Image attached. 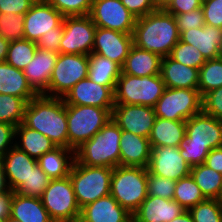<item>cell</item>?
I'll use <instances>...</instances> for the list:
<instances>
[{
	"label": "cell",
	"mask_w": 222,
	"mask_h": 222,
	"mask_svg": "<svg viewBox=\"0 0 222 222\" xmlns=\"http://www.w3.org/2000/svg\"><path fill=\"white\" fill-rule=\"evenodd\" d=\"M23 124L68 148L66 104L63 98L39 94L26 105Z\"/></svg>",
	"instance_id": "6da1fadb"
},
{
	"label": "cell",
	"mask_w": 222,
	"mask_h": 222,
	"mask_svg": "<svg viewBox=\"0 0 222 222\" xmlns=\"http://www.w3.org/2000/svg\"><path fill=\"white\" fill-rule=\"evenodd\" d=\"M179 35L174 15L158 9L137 18L132 34L133 45L163 58L170 56L179 42Z\"/></svg>",
	"instance_id": "7a4b0ae2"
},
{
	"label": "cell",
	"mask_w": 222,
	"mask_h": 222,
	"mask_svg": "<svg viewBox=\"0 0 222 222\" xmlns=\"http://www.w3.org/2000/svg\"><path fill=\"white\" fill-rule=\"evenodd\" d=\"M222 146V121L201 111L186 120L180 155L191 167L203 164L214 148Z\"/></svg>",
	"instance_id": "3957f363"
},
{
	"label": "cell",
	"mask_w": 222,
	"mask_h": 222,
	"mask_svg": "<svg viewBox=\"0 0 222 222\" xmlns=\"http://www.w3.org/2000/svg\"><path fill=\"white\" fill-rule=\"evenodd\" d=\"M121 129L111 118L90 140L75 150V160L86 166L120 165Z\"/></svg>",
	"instance_id": "277c9868"
},
{
	"label": "cell",
	"mask_w": 222,
	"mask_h": 222,
	"mask_svg": "<svg viewBox=\"0 0 222 222\" xmlns=\"http://www.w3.org/2000/svg\"><path fill=\"white\" fill-rule=\"evenodd\" d=\"M110 195L133 215L148 196L147 168L120 165L113 168Z\"/></svg>",
	"instance_id": "5b68a950"
},
{
	"label": "cell",
	"mask_w": 222,
	"mask_h": 222,
	"mask_svg": "<svg viewBox=\"0 0 222 222\" xmlns=\"http://www.w3.org/2000/svg\"><path fill=\"white\" fill-rule=\"evenodd\" d=\"M68 148L76 150L112 118L106 108L66 104Z\"/></svg>",
	"instance_id": "8992f818"
},
{
	"label": "cell",
	"mask_w": 222,
	"mask_h": 222,
	"mask_svg": "<svg viewBox=\"0 0 222 222\" xmlns=\"http://www.w3.org/2000/svg\"><path fill=\"white\" fill-rule=\"evenodd\" d=\"M113 168L86 166L74 161L69 177L80 207L110 195Z\"/></svg>",
	"instance_id": "52a82bcc"
},
{
	"label": "cell",
	"mask_w": 222,
	"mask_h": 222,
	"mask_svg": "<svg viewBox=\"0 0 222 222\" xmlns=\"http://www.w3.org/2000/svg\"><path fill=\"white\" fill-rule=\"evenodd\" d=\"M166 89L160 74L133 76L121 71L115 88V104L155 107Z\"/></svg>",
	"instance_id": "ba28073f"
},
{
	"label": "cell",
	"mask_w": 222,
	"mask_h": 222,
	"mask_svg": "<svg viewBox=\"0 0 222 222\" xmlns=\"http://www.w3.org/2000/svg\"><path fill=\"white\" fill-rule=\"evenodd\" d=\"M40 199L53 222H70L80 218L81 209L69 176L50 179Z\"/></svg>",
	"instance_id": "9c48e42d"
},
{
	"label": "cell",
	"mask_w": 222,
	"mask_h": 222,
	"mask_svg": "<svg viewBox=\"0 0 222 222\" xmlns=\"http://www.w3.org/2000/svg\"><path fill=\"white\" fill-rule=\"evenodd\" d=\"M154 109L156 117L186 121L202 111V96L198 89L166 87Z\"/></svg>",
	"instance_id": "30bf717a"
},
{
	"label": "cell",
	"mask_w": 222,
	"mask_h": 222,
	"mask_svg": "<svg viewBox=\"0 0 222 222\" xmlns=\"http://www.w3.org/2000/svg\"><path fill=\"white\" fill-rule=\"evenodd\" d=\"M88 68V55L58 54L46 96L63 98L75 84L88 77Z\"/></svg>",
	"instance_id": "8fae6325"
},
{
	"label": "cell",
	"mask_w": 222,
	"mask_h": 222,
	"mask_svg": "<svg viewBox=\"0 0 222 222\" xmlns=\"http://www.w3.org/2000/svg\"><path fill=\"white\" fill-rule=\"evenodd\" d=\"M96 25L89 15L65 16L64 31L60 41L59 54L92 53Z\"/></svg>",
	"instance_id": "7c38bea8"
},
{
	"label": "cell",
	"mask_w": 222,
	"mask_h": 222,
	"mask_svg": "<svg viewBox=\"0 0 222 222\" xmlns=\"http://www.w3.org/2000/svg\"><path fill=\"white\" fill-rule=\"evenodd\" d=\"M96 27L133 34L137 18L121 0H93L89 13Z\"/></svg>",
	"instance_id": "4fadbf2b"
},
{
	"label": "cell",
	"mask_w": 222,
	"mask_h": 222,
	"mask_svg": "<svg viewBox=\"0 0 222 222\" xmlns=\"http://www.w3.org/2000/svg\"><path fill=\"white\" fill-rule=\"evenodd\" d=\"M115 88L97 84L89 77L80 80L63 97L65 104L106 108L112 113Z\"/></svg>",
	"instance_id": "5bb4252c"
},
{
	"label": "cell",
	"mask_w": 222,
	"mask_h": 222,
	"mask_svg": "<svg viewBox=\"0 0 222 222\" xmlns=\"http://www.w3.org/2000/svg\"><path fill=\"white\" fill-rule=\"evenodd\" d=\"M155 109L143 105L115 104L112 119L123 131L149 138L156 120Z\"/></svg>",
	"instance_id": "9a60e30c"
},
{
	"label": "cell",
	"mask_w": 222,
	"mask_h": 222,
	"mask_svg": "<svg viewBox=\"0 0 222 222\" xmlns=\"http://www.w3.org/2000/svg\"><path fill=\"white\" fill-rule=\"evenodd\" d=\"M150 174L178 181L190 175L191 166L180 155L179 147H151L147 167Z\"/></svg>",
	"instance_id": "2e32d148"
},
{
	"label": "cell",
	"mask_w": 222,
	"mask_h": 222,
	"mask_svg": "<svg viewBox=\"0 0 222 222\" xmlns=\"http://www.w3.org/2000/svg\"><path fill=\"white\" fill-rule=\"evenodd\" d=\"M64 16L46 1L35 2L25 13L23 39L37 43L41 36L59 27Z\"/></svg>",
	"instance_id": "e0dca14e"
},
{
	"label": "cell",
	"mask_w": 222,
	"mask_h": 222,
	"mask_svg": "<svg viewBox=\"0 0 222 222\" xmlns=\"http://www.w3.org/2000/svg\"><path fill=\"white\" fill-rule=\"evenodd\" d=\"M132 45V34L96 27L92 53L102 55L122 68Z\"/></svg>",
	"instance_id": "ac0fdd59"
},
{
	"label": "cell",
	"mask_w": 222,
	"mask_h": 222,
	"mask_svg": "<svg viewBox=\"0 0 222 222\" xmlns=\"http://www.w3.org/2000/svg\"><path fill=\"white\" fill-rule=\"evenodd\" d=\"M58 53L38 48L33 59L23 69L28 84L39 95H46Z\"/></svg>",
	"instance_id": "d6986e66"
},
{
	"label": "cell",
	"mask_w": 222,
	"mask_h": 222,
	"mask_svg": "<svg viewBox=\"0 0 222 222\" xmlns=\"http://www.w3.org/2000/svg\"><path fill=\"white\" fill-rule=\"evenodd\" d=\"M184 211L175 200L148 195L132 217L133 222H170Z\"/></svg>",
	"instance_id": "ffe728a7"
},
{
	"label": "cell",
	"mask_w": 222,
	"mask_h": 222,
	"mask_svg": "<svg viewBox=\"0 0 222 222\" xmlns=\"http://www.w3.org/2000/svg\"><path fill=\"white\" fill-rule=\"evenodd\" d=\"M82 222H133L132 214L111 196H105L81 208Z\"/></svg>",
	"instance_id": "44dd1931"
},
{
	"label": "cell",
	"mask_w": 222,
	"mask_h": 222,
	"mask_svg": "<svg viewBox=\"0 0 222 222\" xmlns=\"http://www.w3.org/2000/svg\"><path fill=\"white\" fill-rule=\"evenodd\" d=\"M179 40L196 47L205 60L219 58L222 47V28L204 25L179 35Z\"/></svg>",
	"instance_id": "7402d4cb"
},
{
	"label": "cell",
	"mask_w": 222,
	"mask_h": 222,
	"mask_svg": "<svg viewBox=\"0 0 222 222\" xmlns=\"http://www.w3.org/2000/svg\"><path fill=\"white\" fill-rule=\"evenodd\" d=\"M150 154L151 145L148 138L121 130L120 166L147 168Z\"/></svg>",
	"instance_id": "603a6c76"
},
{
	"label": "cell",
	"mask_w": 222,
	"mask_h": 222,
	"mask_svg": "<svg viewBox=\"0 0 222 222\" xmlns=\"http://www.w3.org/2000/svg\"><path fill=\"white\" fill-rule=\"evenodd\" d=\"M160 76L167 88L198 89L199 69L181 64L170 56L162 58Z\"/></svg>",
	"instance_id": "cb8c5ba5"
},
{
	"label": "cell",
	"mask_w": 222,
	"mask_h": 222,
	"mask_svg": "<svg viewBox=\"0 0 222 222\" xmlns=\"http://www.w3.org/2000/svg\"><path fill=\"white\" fill-rule=\"evenodd\" d=\"M3 164L10 190L15 191L38 164L37 159L30 157L15 145L0 160Z\"/></svg>",
	"instance_id": "d4e9b609"
},
{
	"label": "cell",
	"mask_w": 222,
	"mask_h": 222,
	"mask_svg": "<svg viewBox=\"0 0 222 222\" xmlns=\"http://www.w3.org/2000/svg\"><path fill=\"white\" fill-rule=\"evenodd\" d=\"M162 57L132 45L122 67L124 74L145 77L160 74Z\"/></svg>",
	"instance_id": "484cf974"
},
{
	"label": "cell",
	"mask_w": 222,
	"mask_h": 222,
	"mask_svg": "<svg viewBox=\"0 0 222 222\" xmlns=\"http://www.w3.org/2000/svg\"><path fill=\"white\" fill-rule=\"evenodd\" d=\"M186 121H174L157 117L149 141L151 147H179L185 139Z\"/></svg>",
	"instance_id": "4316f807"
},
{
	"label": "cell",
	"mask_w": 222,
	"mask_h": 222,
	"mask_svg": "<svg viewBox=\"0 0 222 222\" xmlns=\"http://www.w3.org/2000/svg\"><path fill=\"white\" fill-rule=\"evenodd\" d=\"M38 165L50 179L69 176L75 161V151L66 147H55L37 159Z\"/></svg>",
	"instance_id": "83f0119b"
},
{
	"label": "cell",
	"mask_w": 222,
	"mask_h": 222,
	"mask_svg": "<svg viewBox=\"0 0 222 222\" xmlns=\"http://www.w3.org/2000/svg\"><path fill=\"white\" fill-rule=\"evenodd\" d=\"M0 94L21 97L27 102L38 95L28 84L23 70L6 62L0 63Z\"/></svg>",
	"instance_id": "f1b7e54d"
},
{
	"label": "cell",
	"mask_w": 222,
	"mask_h": 222,
	"mask_svg": "<svg viewBox=\"0 0 222 222\" xmlns=\"http://www.w3.org/2000/svg\"><path fill=\"white\" fill-rule=\"evenodd\" d=\"M10 217L21 222H53L40 198L27 197L16 192L11 201Z\"/></svg>",
	"instance_id": "f546056e"
},
{
	"label": "cell",
	"mask_w": 222,
	"mask_h": 222,
	"mask_svg": "<svg viewBox=\"0 0 222 222\" xmlns=\"http://www.w3.org/2000/svg\"><path fill=\"white\" fill-rule=\"evenodd\" d=\"M15 146L34 159L57 147L48 137L26 127L23 123L15 128Z\"/></svg>",
	"instance_id": "4dcf8cb0"
},
{
	"label": "cell",
	"mask_w": 222,
	"mask_h": 222,
	"mask_svg": "<svg viewBox=\"0 0 222 222\" xmlns=\"http://www.w3.org/2000/svg\"><path fill=\"white\" fill-rule=\"evenodd\" d=\"M122 68L115 62L102 55L91 53L89 55L88 77L93 82L116 87Z\"/></svg>",
	"instance_id": "1f68e13d"
},
{
	"label": "cell",
	"mask_w": 222,
	"mask_h": 222,
	"mask_svg": "<svg viewBox=\"0 0 222 222\" xmlns=\"http://www.w3.org/2000/svg\"><path fill=\"white\" fill-rule=\"evenodd\" d=\"M190 175L206 199H220L222 195V174L204 163L191 167Z\"/></svg>",
	"instance_id": "d6a6232c"
},
{
	"label": "cell",
	"mask_w": 222,
	"mask_h": 222,
	"mask_svg": "<svg viewBox=\"0 0 222 222\" xmlns=\"http://www.w3.org/2000/svg\"><path fill=\"white\" fill-rule=\"evenodd\" d=\"M173 200L177 201L185 210H189L205 201L206 198L192 176L188 175L176 181Z\"/></svg>",
	"instance_id": "836d02e7"
},
{
	"label": "cell",
	"mask_w": 222,
	"mask_h": 222,
	"mask_svg": "<svg viewBox=\"0 0 222 222\" xmlns=\"http://www.w3.org/2000/svg\"><path fill=\"white\" fill-rule=\"evenodd\" d=\"M27 101L21 97L0 94V122L17 127L23 123Z\"/></svg>",
	"instance_id": "e575fe53"
},
{
	"label": "cell",
	"mask_w": 222,
	"mask_h": 222,
	"mask_svg": "<svg viewBox=\"0 0 222 222\" xmlns=\"http://www.w3.org/2000/svg\"><path fill=\"white\" fill-rule=\"evenodd\" d=\"M222 87V59L206 60L199 69L198 90L203 96L207 92Z\"/></svg>",
	"instance_id": "d590c367"
},
{
	"label": "cell",
	"mask_w": 222,
	"mask_h": 222,
	"mask_svg": "<svg viewBox=\"0 0 222 222\" xmlns=\"http://www.w3.org/2000/svg\"><path fill=\"white\" fill-rule=\"evenodd\" d=\"M37 49V44L30 40L21 39L12 41L9 43L5 62L16 69L23 70L33 59Z\"/></svg>",
	"instance_id": "8d00e7d4"
},
{
	"label": "cell",
	"mask_w": 222,
	"mask_h": 222,
	"mask_svg": "<svg viewBox=\"0 0 222 222\" xmlns=\"http://www.w3.org/2000/svg\"><path fill=\"white\" fill-rule=\"evenodd\" d=\"M49 181L50 178L37 164L27 179L14 192L27 197L40 198L44 190L48 187Z\"/></svg>",
	"instance_id": "74e56055"
},
{
	"label": "cell",
	"mask_w": 222,
	"mask_h": 222,
	"mask_svg": "<svg viewBox=\"0 0 222 222\" xmlns=\"http://www.w3.org/2000/svg\"><path fill=\"white\" fill-rule=\"evenodd\" d=\"M25 14L0 13V36L9 42L24 37Z\"/></svg>",
	"instance_id": "f35d334b"
},
{
	"label": "cell",
	"mask_w": 222,
	"mask_h": 222,
	"mask_svg": "<svg viewBox=\"0 0 222 222\" xmlns=\"http://www.w3.org/2000/svg\"><path fill=\"white\" fill-rule=\"evenodd\" d=\"M188 211L194 222H222V205L218 199H206Z\"/></svg>",
	"instance_id": "ab89813d"
},
{
	"label": "cell",
	"mask_w": 222,
	"mask_h": 222,
	"mask_svg": "<svg viewBox=\"0 0 222 222\" xmlns=\"http://www.w3.org/2000/svg\"><path fill=\"white\" fill-rule=\"evenodd\" d=\"M170 57L186 66L200 69L206 62L201 52L194 46L179 40L173 47Z\"/></svg>",
	"instance_id": "60d3db41"
},
{
	"label": "cell",
	"mask_w": 222,
	"mask_h": 222,
	"mask_svg": "<svg viewBox=\"0 0 222 222\" xmlns=\"http://www.w3.org/2000/svg\"><path fill=\"white\" fill-rule=\"evenodd\" d=\"M65 16L89 15L93 0H45Z\"/></svg>",
	"instance_id": "b9f144b4"
},
{
	"label": "cell",
	"mask_w": 222,
	"mask_h": 222,
	"mask_svg": "<svg viewBox=\"0 0 222 222\" xmlns=\"http://www.w3.org/2000/svg\"><path fill=\"white\" fill-rule=\"evenodd\" d=\"M176 181L150 174L147 169L148 195L173 200Z\"/></svg>",
	"instance_id": "7bdbcfd3"
},
{
	"label": "cell",
	"mask_w": 222,
	"mask_h": 222,
	"mask_svg": "<svg viewBox=\"0 0 222 222\" xmlns=\"http://www.w3.org/2000/svg\"><path fill=\"white\" fill-rule=\"evenodd\" d=\"M202 111L222 121V87L202 96Z\"/></svg>",
	"instance_id": "ee69618b"
},
{
	"label": "cell",
	"mask_w": 222,
	"mask_h": 222,
	"mask_svg": "<svg viewBox=\"0 0 222 222\" xmlns=\"http://www.w3.org/2000/svg\"><path fill=\"white\" fill-rule=\"evenodd\" d=\"M174 18L176 20L179 34L205 25V18L201 8L183 14L174 15Z\"/></svg>",
	"instance_id": "f6af8a7d"
},
{
	"label": "cell",
	"mask_w": 222,
	"mask_h": 222,
	"mask_svg": "<svg viewBox=\"0 0 222 222\" xmlns=\"http://www.w3.org/2000/svg\"><path fill=\"white\" fill-rule=\"evenodd\" d=\"M205 24L222 28V0H203Z\"/></svg>",
	"instance_id": "bcb514c9"
},
{
	"label": "cell",
	"mask_w": 222,
	"mask_h": 222,
	"mask_svg": "<svg viewBox=\"0 0 222 222\" xmlns=\"http://www.w3.org/2000/svg\"><path fill=\"white\" fill-rule=\"evenodd\" d=\"M64 31V20L63 23L56 28L51 29V32L45 33L40 37L36 43L37 47L43 50L53 51L59 54L60 41L62 39Z\"/></svg>",
	"instance_id": "7dc6e473"
},
{
	"label": "cell",
	"mask_w": 222,
	"mask_h": 222,
	"mask_svg": "<svg viewBox=\"0 0 222 222\" xmlns=\"http://www.w3.org/2000/svg\"><path fill=\"white\" fill-rule=\"evenodd\" d=\"M121 3L136 17L140 18L158 10L153 0H121Z\"/></svg>",
	"instance_id": "c3c4849f"
},
{
	"label": "cell",
	"mask_w": 222,
	"mask_h": 222,
	"mask_svg": "<svg viewBox=\"0 0 222 222\" xmlns=\"http://www.w3.org/2000/svg\"><path fill=\"white\" fill-rule=\"evenodd\" d=\"M203 0H171L164 10L172 15H179L201 8Z\"/></svg>",
	"instance_id": "681fc988"
},
{
	"label": "cell",
	"mask_w": 222,
	"mask_h": 222,
	"mask_svg": "<svg viewBox=\"0 0 222 222\" xmlns=\"http://www.w3.org/2000/svg\"><path fill=\"white\" fill-rule=\"evenodd\" d=\"M15 126L0 122V160L15 145Z\"/></svg>",
	"instance_id": "f907efd6"
},
{
	"label": "cell",
	"mask_w": 222,
	"mask_h": 222,
	"mask_svg": "<svg viewBox=\"0 0 222 222\" xmlns=\"http://www.w3.org/2000/svg\"><path fill=\"white\" fill-rule=\"evenodd\" d=\"M33 4L32 0H0V13L25 14Z\"/></svg>",
	"instance_id": "816d5d0a"
},
{
	"label": "cell",
	"mask_w": 222,
	"mask_h": 222,
	"mask_svg": "<svg viewBox=\"0 0 222 222\" xmlns=\"http://www.w3.org/2000/svg\"><path fill=\"white\" fill-rule=\"evenodd\" d=\"M204 164L222 174V146L210 150Z\"/></svg>",
	"instance_id": "f5cc1de1"
},
{
	"label": "cell",
	"mask_w": 222,
	"mask_h": 222,
	"mask_svg": "<svg viewBox=\"0 0 222 222\" xmlns=\"http://www.w3.org/2000/svg\"><path fill=\"white\" fill-rule=\"evenodd\" d=\"M13 190L0 195V220L5 221L10 216Z\"/></svg>",
	"instance_id": "db71d44e"
},
{
	"label": "cell",
	"mask_w": 222,
	"mask_h": 222,
	"mask_svg": "<svg viewBox=\"0 0 222 222\" xmlns=\"http://www.w3.org/2000/svg\"><path fill=\"white\" fill-rule=\"evenodd\" d=\"M10 191L3 164L0 161V195Z\"/></svg>",
	"instance_id": "11a10c76"
},
{
	"label": "cell",
	"mask_w": 222,
	"mask_h": 222,
	"mask_svg": "<svg viewBox=\"0 0 222 222\" xmlns=\"http://www.w3.org/2000/svg\"><path fill=\"white\" fill-rule=\"evenodd\" d=\"M9 43L7 39L0 36V63L6 60Z\"/></svg>",
	"instance_id": "9f6ffc18"
},
{
	"label": "cell",
	"mask_w": 222,
	"mask_h": 222,
	"mask_svg": "<svg viewBox=\"0 0 222 222\" xmlns=\"http://www.w3.org/2000/svg\"><path fill=\"white\" fill-rule=\"evenodd\" d=\"M170 222H194L191 213L186 210L180 216L171 220Z\"/></svg>",
	"instance_id": "6f0895ef"
},
{
	"label": "cell",
	"mask_w": 222,
	"mask_h": 222,
	"mask_svg": "<svg viewBox=\"0 0 222 222\" xmlns=\"http://www.w3.org/2000/svg\"><path fill=\"white\" fill-rule=\"evenodd\" d=\"M158 9H164L171 0H153Z\"/></svg>",
	"instance_id": "680465c9"
},
{
	"label": "cell",
	"mask_w": 222,
	"mask_h": 222,
	"mask_svg": "<svg viewBox=\"0 0 222 222\" xmlns=\"http://www.w3.org/2000/svg\"><path fill=\"white\" fill-rule=\"evenodd\" d=\"M4 222H21V221L9 216Z\"/></svg>",
	"instance_id": "91938a15"
},
{
	"label": "cell",
	"mask_w": 222,
	"mask_h": 222,
	"mask_svg": "<svg viewBox=\"0 0 222 222\" xmlns=\"http://www.w3.org/2000/svg\"><path fill=\"white\" fill-rule=\"evenodd\" d=\"M32 1L35 3V2H43L45 0H32Z\"/></svg>",
	"instance_id": "94428289"
},
{
	"label": "cell",
	"mask_w": 222,
	"mask_h": 222,
	"mask_svg": "<svg viewBox=\"0 0 222 222\" xmlns=\"http://www.w3.org/2000/svg\"><path fill=\"white\" fill-rule=\"evenodd\" d=\"M70 222H82L80 219L78 220H74V221H70Z\"/></svg>",
	"instance_id": "6125c7cd"
},
{
	"label": "cell",
	"mask_w": 222,
	"mask_h": 222,
	"mask_svg": "<svg viewBox=\"0 0 222 222\" xmlns=\"http://www.w3.org/2000/svg\"><path fill=\"white\" fill-rule=\"evenodd\" d=\"M219 57L222 59V47H221V51H220V56Z\"/></svg>",
	"instance_id": "be15d7a7"
},
{
	"label": "cell",
	"mask_w": 222,
	"mask_h": 222,
	"mask_svg": "<svg viewBox=\"0 0 222 222\" xmlns=\"http://www.w3.org/2000/svg\"><path fill=\"white\" fill-rule=\"evenodd\" d=\"M219 200H220V203H221V205H222V195H221V197H220V199H219Z\"/></svg>",
	"instance_id": "e7e4bbea"
}]
</instances>
